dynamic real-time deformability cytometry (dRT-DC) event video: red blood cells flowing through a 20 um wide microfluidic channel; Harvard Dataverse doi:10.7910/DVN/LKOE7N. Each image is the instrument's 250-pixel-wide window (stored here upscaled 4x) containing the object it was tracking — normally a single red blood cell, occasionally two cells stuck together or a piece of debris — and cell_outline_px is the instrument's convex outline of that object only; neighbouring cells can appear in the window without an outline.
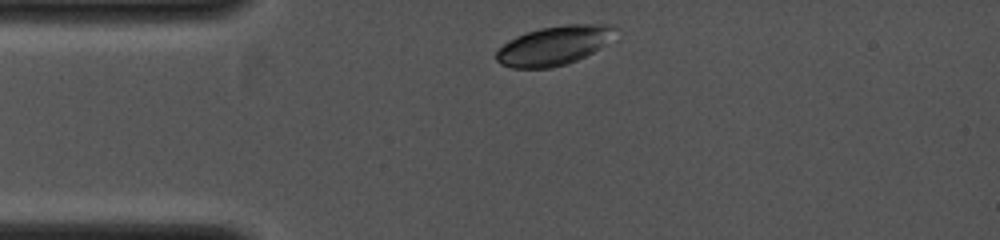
{"species": "common noctule bat (a hibernating species)", "species_latin": "Nyctalus noctula", "temperature_condition": "cold", "stored_images_in_passage": 2, "camera_frame_rate_fps": 4000, "um_per_image_px": 0.085, "animal": {"sex": "female", "body_mass_g": 19.0, "forearm_length_mm": 53.3}, "frame": {"image": 1, "passage_image": 1, "time_ms": 0.0, "image_size_px": [1000, 240], "cell_outline_px": [[616, 28], [604, 44], [600, 48], [576, 60], [552, 68], [512, 68], [500, 64], [496, 60], [496, 52], [508, 40], [524, 32], [540, 28], [568, 24], [612, 24]], "centroid_in_image_um": [47.02, 3.87], "position_along_channel_um": 38.0, "area_um2": 26.82}}